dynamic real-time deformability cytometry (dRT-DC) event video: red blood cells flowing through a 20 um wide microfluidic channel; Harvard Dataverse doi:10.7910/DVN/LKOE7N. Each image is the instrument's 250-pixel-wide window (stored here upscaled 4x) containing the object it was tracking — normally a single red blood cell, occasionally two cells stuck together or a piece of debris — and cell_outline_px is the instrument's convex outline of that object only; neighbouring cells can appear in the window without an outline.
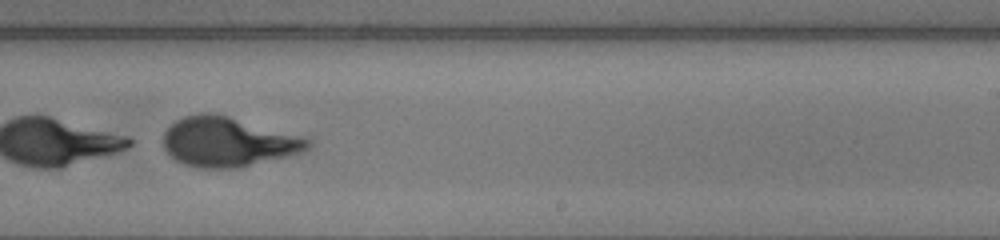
{"species": "human", "species_latin": "Homo sapiens", "temperature_condition": "warm", "stored_images_in_passage": 33, "camera_frame_rate_fps": 3000, "um_per_image_px": 0.085, "donor": {"sex": "female"}, "frame": {"image": 1, "passage_image": 17, "time_ms": 5.333, "image_size_px": [1000, 240], "cell_outline_px": [[312, 148], [304, 152], [288, 156], [236, 168], [200, 168], [184, 164], [176, 160], [164, 148], [164, 132], [176, 120], [184, 116], [200, 112], [212, 112], [228, 116], [312, 140]], "centroid_in_image_um": [19.37, 12.06], "position_along_channel_um": 269.6, "area_um2": 41.44}}
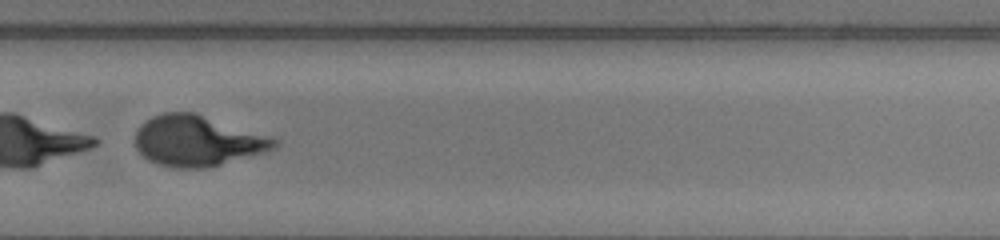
{"frame": {"image": 2, "passage_image": 20, "time_ms": 6.333, "image_size_px": [1000, 240], "cell_outline_px": [[280, 144], [276, 148], [264, 152], [220, 164], [204, 168], [176, 168], [156, 164], [148, 160], [136, 148], [136, 132], [140, 124], [144, 120], [152, 116], [164, 112], [196, 112], [280, 140]], "centroid_in_image_um": [16.76, 11.96], "position_along_channel_um": 313.0, "area_um2": 41.04}}
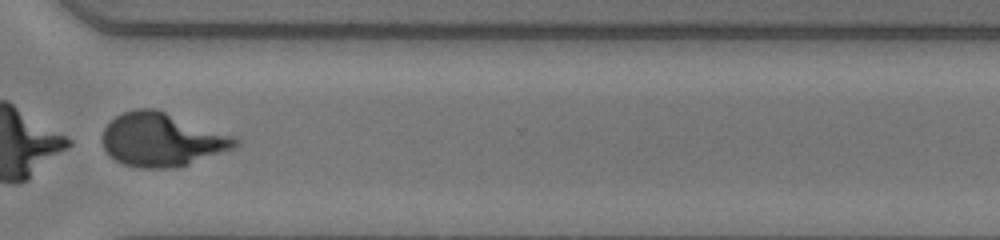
{"frame": {"image": 3, "passage_image": 23, "time_ms": 7.333, "image_size_px": [1000, 240], "cell_outline_px": [[240, 144], [236, 148], [176, 168], [136, 168], [124, 164], [108, 156], [100, 140], [100, 136], [104, 128], [116, 116], [124, 112], [136, 108], [156, 108], [236, 136], [240, 140]], "centroid_in_image_um": [13.77, 11.87], "position_along_channel_um": 356.8, "area_um2": 42.08}}